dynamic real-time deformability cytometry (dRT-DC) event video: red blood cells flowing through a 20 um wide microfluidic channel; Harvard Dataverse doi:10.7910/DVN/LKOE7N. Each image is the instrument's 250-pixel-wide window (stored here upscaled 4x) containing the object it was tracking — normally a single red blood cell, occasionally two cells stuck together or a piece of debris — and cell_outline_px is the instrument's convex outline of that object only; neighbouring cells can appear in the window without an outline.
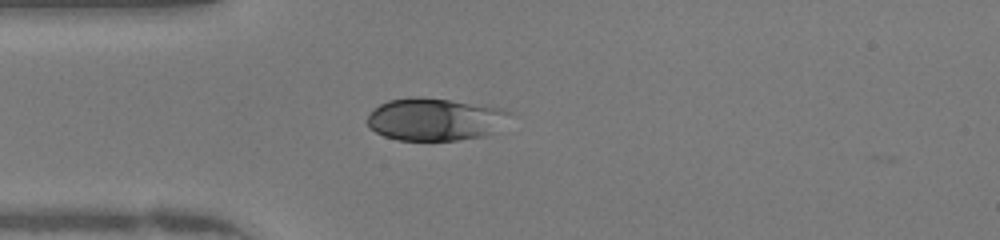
{"species": "human", "species_latin": "Homo sapiens", "temperature_condition": "warm", "stored_images_in_passage": 38, "camera_frame_rate_fps": 3000, "um_per_image_px": 0.085, "donor": {"sex": "female"}, "frame": {"image": 1, "passage_image": 3, "time_ms": 0.667, "image_size_px": [1000, 240], "cell_outline_px": [[512, 112], [484, 136], [456, 140], [400, 140], [384, 136], [376, 132], [368, 124], [368, 116], [380, 104], [388, 100], [448, 100], [504, 108]], "centroid_in_image_um": [36.94, 10.17], "position_along_channel_um": 48.1, "area_um2": 33.52}}
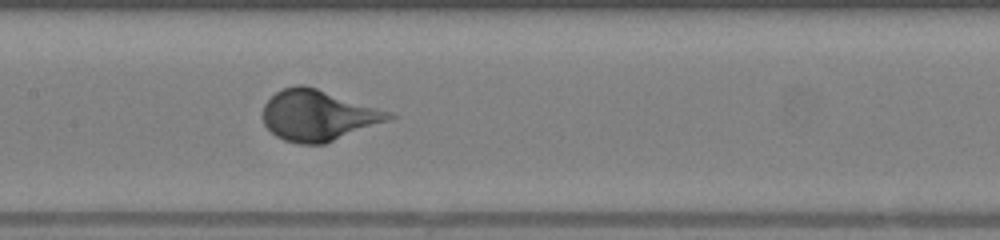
{"frame": {"image": 2, "passage_image": 13, "time_ms": 4.0, "image_size_px": [1000, 240], "cell_outline_px": [[396, 116], [388, 120], [324, 144], [300, 144], [284, 140], [276, 136], [264, 124], [264, 104], [276, 92], [284, 88], [296, 84], [304, 84], [392, 112]], "centroid_in_image_um": [27.03, 9.8], "position_along_channel_um": 180.4, "area_um2": 36.88}}
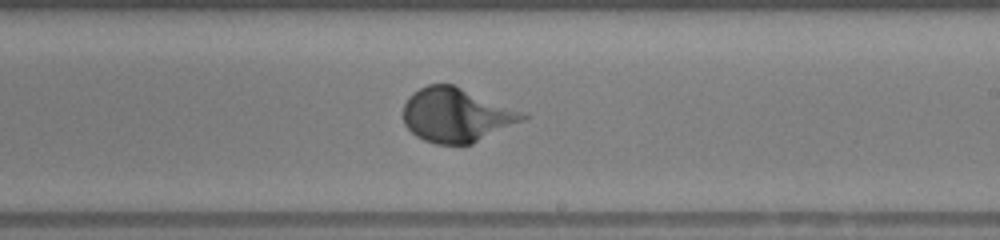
{"frame": {"image": 3, "passage_image": 18, "time_ms": 5.667, "image_size_px": [1000, 240], "cell_outline_px": [[528, 116], [524, 120], [472, 144], [436, 144], [424, 140], [416, 136], [404, 124], [404, 104], [420, 88], [428, 84], [452, 84], [524, 112]], "centroid_in_image_um": [38.8, 9.79], "position_along_channel_um": 250.2, "area_um2": 37.11}, "authors_computed_cell_mechanics": {"area_um2": 36.2117, "velocity_mm_per_s": 4.2226, "shape_relaxation_time_tau1_ms": 2.9619, "shape_relaxation_time_tau2_ms": null, "deformation_change_tau1": 0.2032, "deformation_change_tau2": null}}